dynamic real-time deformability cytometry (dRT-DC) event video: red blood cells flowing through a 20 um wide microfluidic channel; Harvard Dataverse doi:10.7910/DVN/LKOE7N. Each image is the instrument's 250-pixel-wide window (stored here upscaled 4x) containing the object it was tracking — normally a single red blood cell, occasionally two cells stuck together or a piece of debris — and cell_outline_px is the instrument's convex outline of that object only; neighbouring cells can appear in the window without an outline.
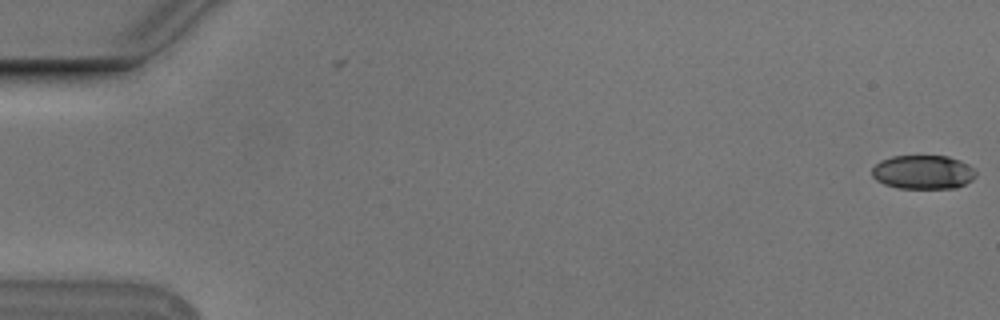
{"species": "Egyptian fruit bat (a non-hibernating species)", "species_latin": "Rousettus aegyptiacus", "temperature_condition": "cold", "stored_images_in_passage": 3, "camera_frame_rate_fps": 3000, "um_per_image_px": 0.085, "animal": {"sex": "male"}, "frame": {"image": 1, "passage_image": 3, "time_ms": 0.667, "image_size_px": [1000, 320], "cell_outline_px": [[976, 172], [972, 180], [956, 188], [896, 188], [884, 184], [876, 180], [872, 176], [872, 168], [880, 160], [892, 156], [948, 156], [960, 160], [968, 164]], "centroid_in_image_um": [78.44, 14.63], "position_along_channel_um": 6.6, "area_um2": 20.58}}